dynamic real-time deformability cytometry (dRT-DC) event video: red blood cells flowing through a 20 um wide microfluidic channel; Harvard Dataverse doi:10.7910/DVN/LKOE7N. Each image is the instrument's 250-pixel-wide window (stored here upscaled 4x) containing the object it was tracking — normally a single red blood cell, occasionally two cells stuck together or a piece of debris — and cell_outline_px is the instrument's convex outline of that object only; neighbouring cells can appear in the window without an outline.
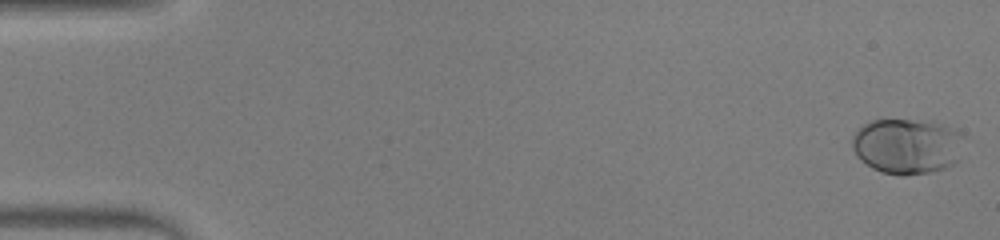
{"species": "human", "species_latin": "Homo sapiens", "temperature_condition": "warm", "stored_images_in_passage": 48, "camera_frame_rate_fps": 3000, "um_per_image_px": 0.085, "donor": {"sex": "male"}, "frame": {"image": 1, "passage_image": 1, "time_ms": 0.0, "image_size_px": [1000, 240], "cell_outline_px": [[964, 136], [956, 160], [952, 164], [944, 168], [928, 172], [904, 176], [900, 176], [880, 172], [872, 168], [860, 160], [856, 156], [852, 148], [852, 136], [856, 128], [872, 120], [932, 120], [960, 132]], "centroid_in_image_um": [77.04, 12.41], "position_along_channel_um": 8.0, "area_um2": 36.36}}
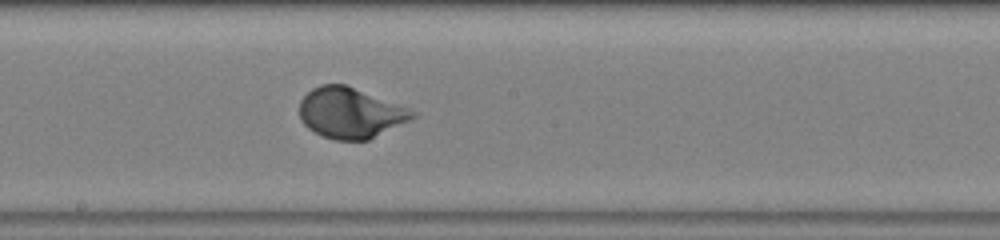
{"frame": {"image": 2, "passage_image": 27, "time_ms": 8.667, "image_size_px": [1000, 240], "cell_outline_px": [[416, 116], [368, 140], [336, 140], [324, 136], [308, 128], [300, 120], [300, 100], [312, 88], [320, 84], [344, 84], [408, 108], [416, 112]], "centroid_in_image_um": [29.73, 9.59], "position_along_channel_um": 218.5, "area_um2": 32.71}}
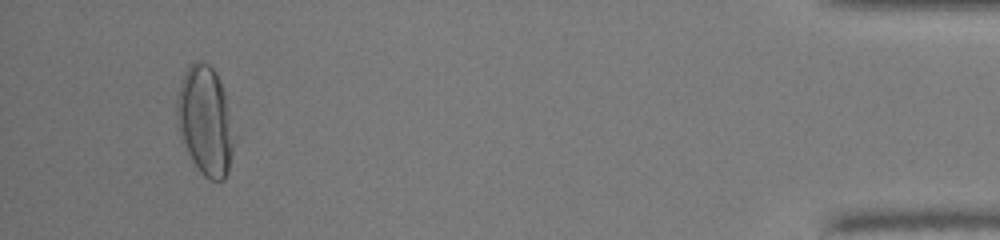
{"frame": {"image": 3, "passage_image": 46, "time_ms": 15.0, "image_size_px": [1000, 240], "cell_outline_px": [[232, 152], [228, 172], [224, 180], [212, 180], [204, 176], [200, 172], [192, 160], [180, 136], [176, 116], [176, 100], [180, 84], [184, 72], [188, 64], [192, 60], [204, 60], [216, 72], [220, 80], [224, 92], [228, 112], [232, 144]], "centroid_in_image_um": [17.39, 10.21], "position_along_channel_um": 417.8, "area_um2": 35.84}, "authors_computed_cell_mechanics": {"area_um2": 32.5414, "velocity_mm_per_s": 4.2726, "shape_relaxation_time_tau1_ms": 2.2909, "shape_relaxation_time_tau2_ms": null, "deformation_change_tau1": 0.1962, "deformation_change_tau2": null}}